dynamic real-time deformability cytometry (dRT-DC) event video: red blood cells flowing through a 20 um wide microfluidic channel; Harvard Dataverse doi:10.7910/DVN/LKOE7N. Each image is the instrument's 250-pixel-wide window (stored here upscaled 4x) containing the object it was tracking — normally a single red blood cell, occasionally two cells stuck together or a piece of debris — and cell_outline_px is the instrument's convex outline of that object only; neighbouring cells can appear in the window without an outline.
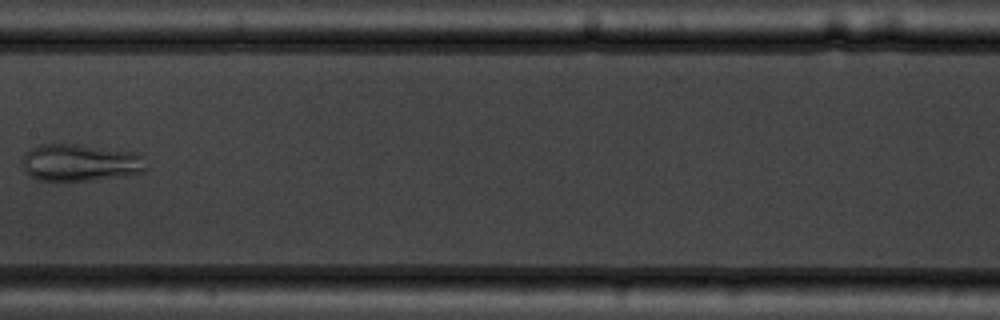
{"species": "common noctule bat (a hibernating species)", "species_latin": "Nyctalus noctula", "temperature_condition": "warm", "stored_images_in_passage": 5, "camera_frame_rate_fps": 3000, "um_per_image_px": 0.085, "animal": {"sex": "male", "body_mass_g": 19.5, "forearm_length_mm": 54.6}, "frame": {"image": 1, "passage_image": 5, "time_ms": 4.667, "image_size_px": [1000, 320], "cell_outline_px": [[148, 168], [144, 172], [124, 176], [92, 180], [40, 180], [32, 176], [24, 168], [24, 156], [32, 148], [40, 144], [76, 144], [136, 152], [140, 156]], "centroid_in_image_um": [6.88, 13.82], "position_along_channel_um": 200.5, "area_um2": 26.41}}